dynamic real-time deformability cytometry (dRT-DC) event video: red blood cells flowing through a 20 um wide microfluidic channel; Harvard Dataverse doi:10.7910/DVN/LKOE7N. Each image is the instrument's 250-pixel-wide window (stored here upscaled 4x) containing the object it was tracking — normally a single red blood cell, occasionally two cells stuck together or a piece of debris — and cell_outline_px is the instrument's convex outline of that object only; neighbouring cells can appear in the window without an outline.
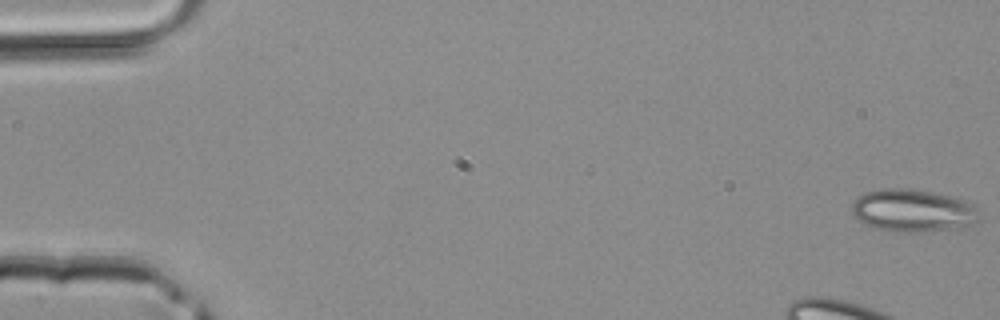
{"species": "common noctule bat (a hibernating species)", "species_latin": "Nyctalus noctula", "temperature_condition": "room temperature", "stored_images_in_passage": 46, "segment_of_instrument_passage": [1, 2], "camera_frame_rate_fps": 3000, "um_per_image_px": 0.085, "animal": {"sex": "male", "body_mass_g": 20.4}, "frame": {"image": 1, "passage_image": 1, "time_ms": 0.0, "image_size_px": [1000, 320], "cell_outline_px": [[976, 220], [972, 224], [952, 228], [924, 232], [896, 232], [872, 228], [864, 224], [852, 212], [852, 204], [864, 192], [880, 188], [912, 188], [948, 196], [964, 200], [976, 204]], "centroid_in_image_um": [77.54, 17.89], "position_along_channel_um": 7.5, "area_um2": 31.44}}